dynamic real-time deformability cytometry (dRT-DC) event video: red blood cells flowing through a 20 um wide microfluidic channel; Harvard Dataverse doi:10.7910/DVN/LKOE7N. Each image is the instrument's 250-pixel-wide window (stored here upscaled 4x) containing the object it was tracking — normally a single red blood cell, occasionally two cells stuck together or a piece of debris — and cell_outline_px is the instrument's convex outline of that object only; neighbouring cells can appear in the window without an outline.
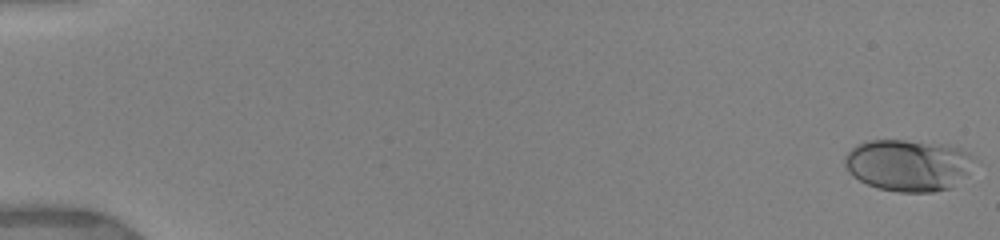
{"species": "human", "species_latin": "Homo sapiens", "temperature_condition": "warm", "stored_images_in_passage": 35, "camera_frame_rate_fps": 3000, "um_per_image_px": 0.085, "donor": {"sex": "female"}, "frame": {"image": 1, "passage_image": 1, "time_ms": 0.0, "image_size_px": [1000, 240], "cell_outline_px": [[980, 160], [964, 176], [948, 188], [932, 192], [900, 192], [876, 188], [852, 176], [848, 172], [844, 164], [844, 156], [856, 144], [868, 140], [904, 140], [944, 144], [960, 148], [976, 156]], "centroid_in_image_um": [77.21, 14.02], "position_along_channel_um": 7.8, "area_um2": 39.42}}
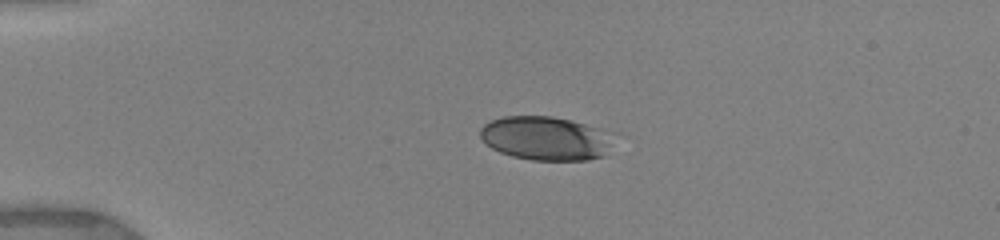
{"frame": {"image": 2, "passage_image": 24, "time_ms": 4.0, "image_size_px": [1000, 240], "cell_outline_px": [[604, 156], [588, 160], [532, 160], [512, 156], [500, 152], [492, 148], [480, 136], [480, 128], [484, 124], [492, 120], [504, 116], [552, 116], [584, 124], [596, 128], [604, 144]], "centroid_in_image_um": [46.16, 11.76], "position_along_channel_um": 38.8, "area_um2": 32.48}}